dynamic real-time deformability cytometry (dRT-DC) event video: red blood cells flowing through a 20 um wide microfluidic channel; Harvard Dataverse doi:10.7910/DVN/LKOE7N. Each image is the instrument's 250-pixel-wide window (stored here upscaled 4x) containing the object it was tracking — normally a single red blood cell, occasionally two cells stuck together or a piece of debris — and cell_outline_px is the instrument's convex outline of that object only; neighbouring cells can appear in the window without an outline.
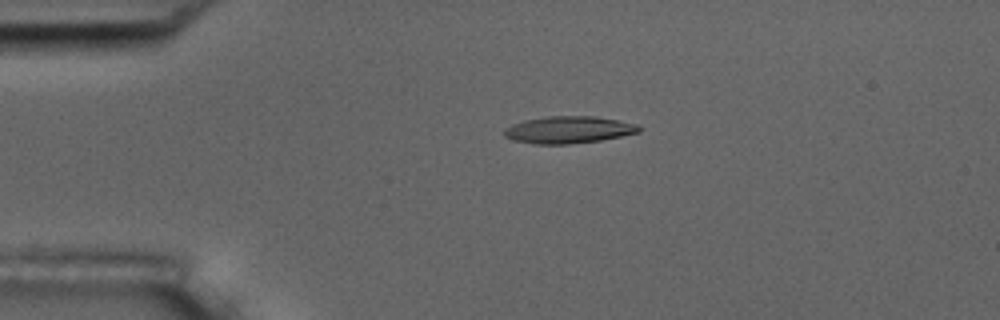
{"species": "common noctule bat (a hibernating species)", "species_latin": "Nyctalus noctula", "temperature_condition": "room temperature", "stored_images_in_passage": 5, "camera_frame_rate_fps": 3000, "um_per_image_px": 0.085, "animal": {"sex": "male", "body_mass_g": 17.5, "forearm_length_mm": 52.3}, "frame": {"image": 1, "passage_image": 3, "time_ms": 3.333, "image_size_px": [1000, 320], "cell_outline_px": [[640, 132], [600, 140], [568, 144], [536, 144], [516, 140], [504, 136], [504, 128], [512, 124], [524, 120], [548, 116], [596, 116], [636, 124], [640, 128]], "centroid_in_image_um": [48.3, 11.02], "position_along_channel_um": 36.7, "area_um2": 21.04}}
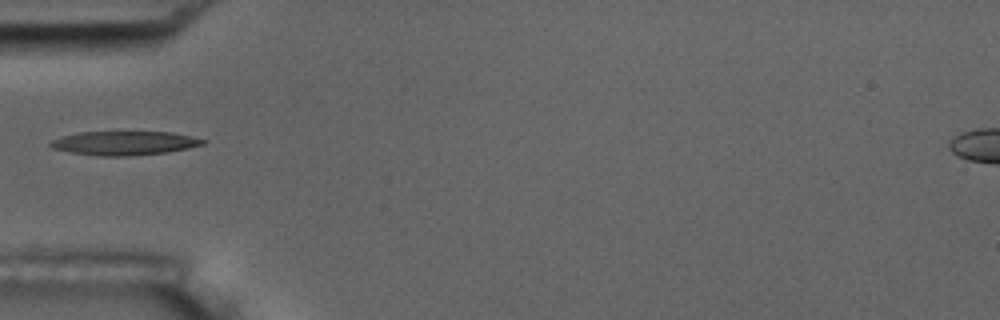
{"frame": {"image": 2, "passage_image": 5, "time_ms": 5.333, "image_size_px": [1000, 320], "cell_outline_px": [[208, 140], [204, 144], [188, 148], [168, 152], [124, 156], [100, 156], [68, 152], [52, 148], [48, 144], [52, 140], [60, 136], [80, 132], [172, 132]], "centroid_in_image_um": [10.55, 12.16], "position_along_channel_um": 74.5, "area_um2": 21.27}}